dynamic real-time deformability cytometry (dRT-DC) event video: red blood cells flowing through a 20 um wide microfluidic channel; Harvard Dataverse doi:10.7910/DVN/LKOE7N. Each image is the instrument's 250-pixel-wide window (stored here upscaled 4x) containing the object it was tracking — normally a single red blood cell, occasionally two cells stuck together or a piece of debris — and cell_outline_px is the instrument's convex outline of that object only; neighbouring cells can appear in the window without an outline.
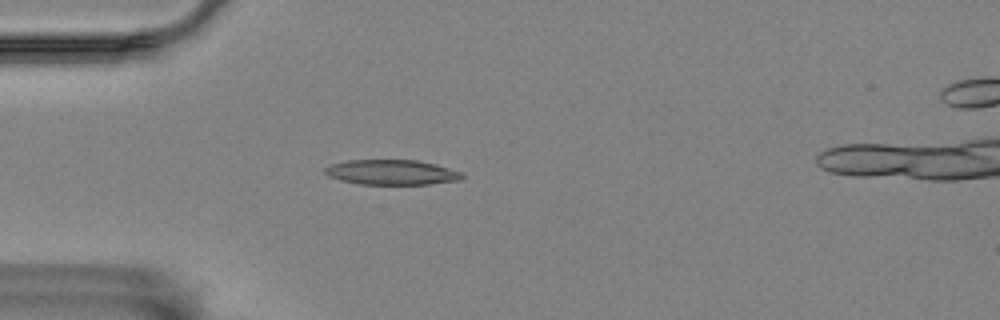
{"species": "Egyptian fruit bat (a non-hibernating species)", "species_latin": "Rousettus aegyptiacus", "temperature_condition": "room temperature", "stored_images_in_passage": 16, "camera_frame_rate_fps": 3000, "um_per_image_px": 0.085, "animal": {"sex": "female"}, "frame": {"image": 1, "passage_image": 2, "time_ms": 0.333, "image_size_px": [1000, 320], "cell_outline_px": [[464, 176], [460, 180], [428, 184], [360, 184], [340, 180], [328, 176], [324, 172], [324, 168], [332, 164], [348, 160], [416, 160], [436, 164], [460, 172]], "centroid_in_image_um": [33.27, 14.64], "position_along_channel_um": 51.7, "area_um2": 19.88}}
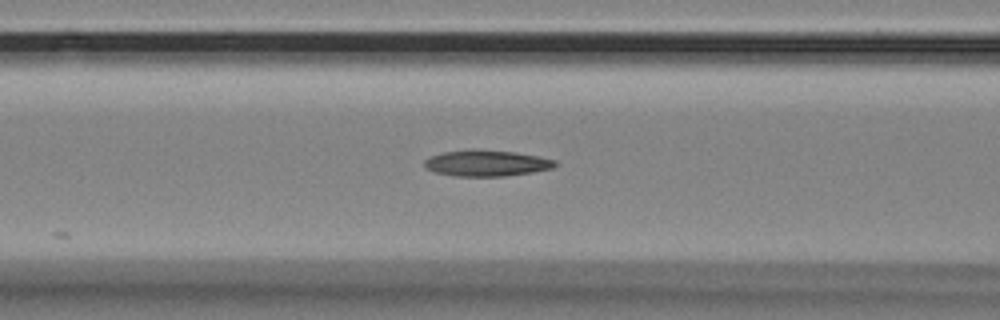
{"frame": {"image": 2, "passage_image": 9, "time_ms": 2.667, "image_size_px": [1000, 320], "cell_outline_px": [[560, 164], [552, 168], [532, 172], [504, 176], [456, 176], [436, 172], [428, 168], [424, 164], [424, 160], [432, 156], [444, 152], [472, 148], [476, 148], [516, 152], [556, 160]], "centroid_in_image_um": [41.39, 13.85], "position_along_channel_um": 125.2, "area_um2": 19.94}}
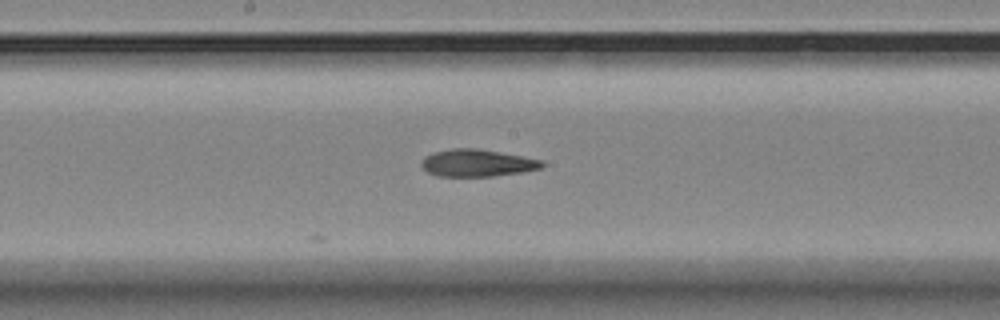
{"frame": {"image": 3, "passage_image": 16, "time_ms": 5.0, "image_size_px": [1000, 320], "cell_outline_px": [[544, 164], [540, 168], [520, 172], [492, 176], [436, 176], [428, 172], [420, 164], [420, 160], [424, 156], [436, 152], [452, 148], [476, 148], [544, 160]], "centroid_in_image_um": [40.52, 13.85], "position_along_channel_um": 207.7, "area_um2": 18.96}}